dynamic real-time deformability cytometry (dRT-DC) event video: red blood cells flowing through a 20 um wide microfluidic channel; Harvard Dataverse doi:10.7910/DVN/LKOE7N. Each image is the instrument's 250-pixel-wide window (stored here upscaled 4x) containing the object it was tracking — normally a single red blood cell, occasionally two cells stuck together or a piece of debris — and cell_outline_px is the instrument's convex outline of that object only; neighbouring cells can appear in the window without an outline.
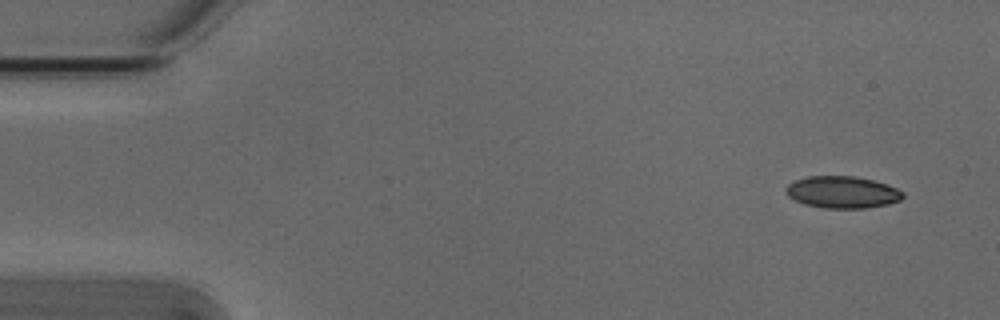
{"species": "Egyptian fruit bat (a non-hibernating species)", "species_latin": "Rousettus aegyptiacus", "temperature_condition": "cold", "stored_images_in_passage": 5, "camera_frame_rate_fps": 3000, "um_per_image_px": 0.085, "animal": {"sex": "male"}, "frame": {"image": 1, "passage_image": 1, "time_ms": 0.0, "image_size_px": [1000, 320], "cell_outline_px": [[904, 196], [900, 200], [888, 204], [864, 208], [824, 208], [804, 204], [788, 196], [784, 192], [784, 188], [788, 184], [796, 180], [808, 176], [852, 176], [872, 180], [888, 184], [904, 192]], "centroid_in_image_um": [71.59, 16.33], "position_along_channel_um": 13.4, "area_um2": 21.79}}
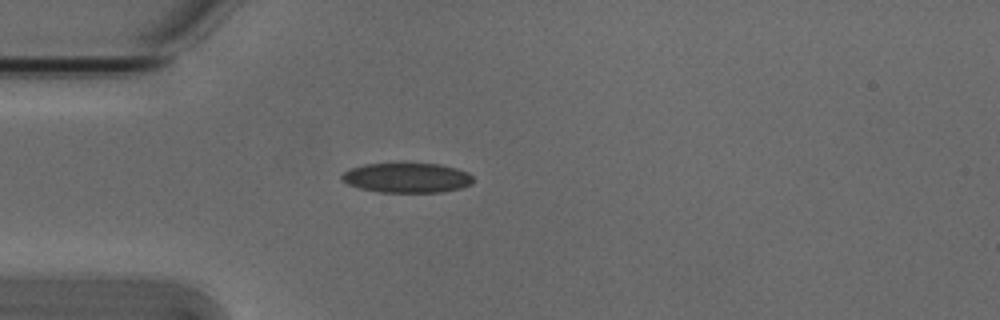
{"frame": {"image": 2, "passage_image": 4, "time_ms": 1.0, "image_size_px": [1000, 320], "cell_outline_px": [[472, 184], [460, 188], [444, 192], [380, 192], [360, 188], [348, 184], [340, 180], [340, 176], [344, 172], [352, 168], [364, 164], [400, 160], [404, 160], [440, 164], [456, 168], [468, 172], [472, 176]], "centroid_in_image_um": [34.57, 15.05], "position_along_channel_um": 50.4, "area_um2": 23.87}}